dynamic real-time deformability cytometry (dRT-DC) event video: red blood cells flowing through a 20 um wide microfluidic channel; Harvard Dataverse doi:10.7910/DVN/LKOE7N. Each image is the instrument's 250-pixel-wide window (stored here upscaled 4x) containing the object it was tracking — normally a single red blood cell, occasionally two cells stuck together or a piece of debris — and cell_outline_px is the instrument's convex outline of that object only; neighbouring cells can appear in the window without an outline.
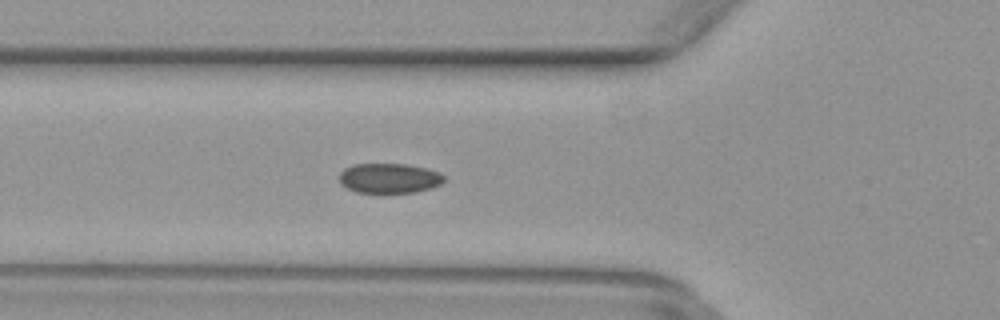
{"species": "common noctule bat (a hibernating species)", "species_latin": "Nyctalus noctula", "temperature_condition": "warm", "stored_images_in_passage": 34, "camera_frame_rate_fps": 3000, "um_per_image_px": 0.085, "animal": {"sex": "female", "body_mass_g": 29.2, "forearm_length_mm": 56.3}, "frame": {"image": 1, "passage_image": 2, "time_ms": 0.333, "image_size_px": [1000, 320], "cell_outline_px": [[444, 180], [440, 184], [432, 188], [416, 192], [356, 192], [340, 184], [340, 172], [344, 168], [352, 164], [408, 164], [440, 172], [444, 176]], "centroid_in_image_um": [33.08, 15.14], "position_along_channel_um": 92.7, "area_um2": 18.21}}
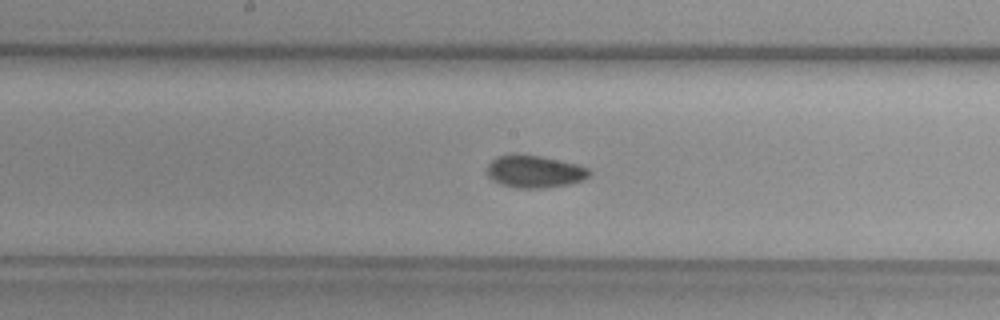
{"frame": {"image": 2, "passage_image": 10, "time_ms": 3.0, "image_size_px": [1000, 320], "cell_outline_px": [[592, 176], [584, 180], [568, 184], [544, 188], [516, 188], [500, 184], [492, 180], [488, 176], [488, 164], [496, 156], [540, 156], [560, 160], [576, 164], [588, 168], [592, 172]], "centroid_in_image_um": [45.49, 14.61], "position_along_channel_um": 202.7, "area_um2": 19.07}}
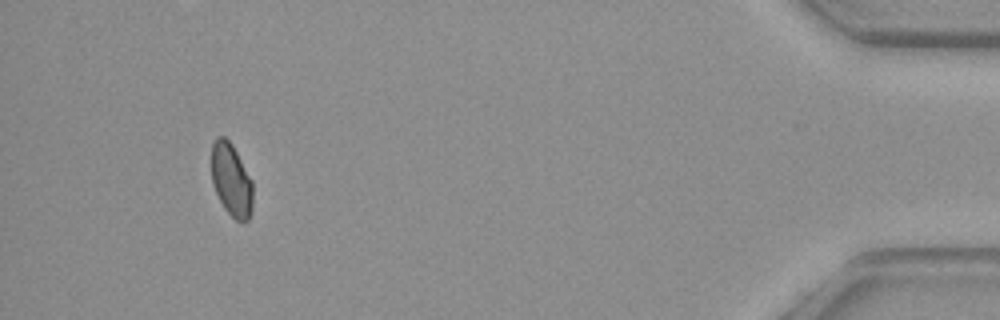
{"frame": {"image": 3, "passage_image": 31, "time_ms": 10.0, "image_size_px": [1000, 320], "cell_outline_px": [[252, 212], [248, 220], [236, 220], [224, 208], [212, 184], [212, 144], [216, 136], [224, 136], [232, 144], [252, 180]], "centroid_in_image_um": [19.66, 15.28], "position_along_channel_um": 415.5, "area_um2": 17.46}}